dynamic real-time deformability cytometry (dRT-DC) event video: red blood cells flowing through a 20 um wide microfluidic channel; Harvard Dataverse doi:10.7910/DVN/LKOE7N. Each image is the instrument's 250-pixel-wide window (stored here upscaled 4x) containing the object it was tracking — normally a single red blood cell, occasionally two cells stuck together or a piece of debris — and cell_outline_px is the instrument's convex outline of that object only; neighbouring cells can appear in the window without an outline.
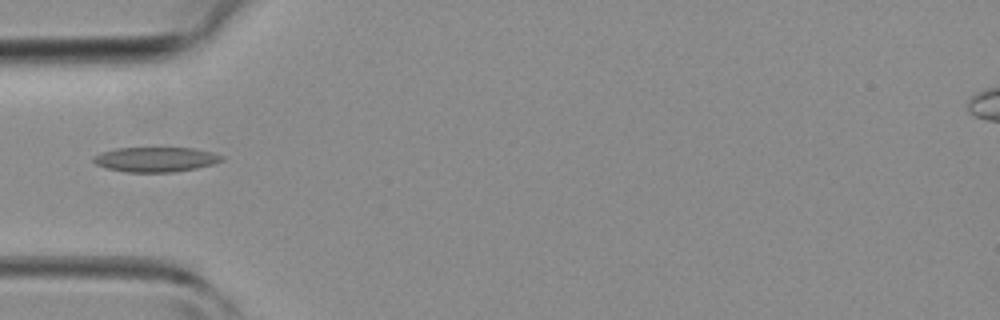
{"species": "common noctule bat (a hibernating species)", "species_latin": "Nyctalus noctula", "temperature_condition": "room temperature", "stored_images_in_passage": 5, "camera_frame_rate_fps": 3000, "um_per_image_px": 0.085, "animal": {"sex": "female", "body_mass_g": 19.3, "forearm_length_mm": 54.1}, "frame": {"image": 1, "passage_image": 1, "time_ms": 0.0, "image_size_px": [1000, 320], "cell_outline_px": [[224, 160], [212, 164], [196, 168], [172, 172], [124, 172], [104, 168], [96, 164], [92, 160], [92, 156], [100, 152], [116, 148], [192, 148], [212, 152], [224, 156]], "centroid_in_image_um": [13.18, 13.55], "position_along_channel_um": 71.8, "area_um2": 18.67}}
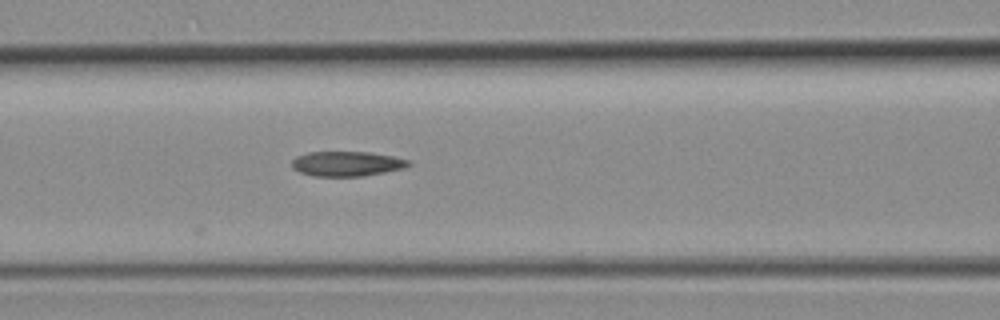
{"frame": {"image": 2, "passage_image": 5, "time_ms": 1.333, "image_size_px": [1000, 320], "cell_outline_px": [[412, 164], [404, 168], [364, 176], [312, 176], [300, 172], [292, 168], [292, 160], [296, 156], [308, 152], [368, 152], [392, 156], [412, 160]], "centroid_in_image_um": [29.49, 13.92], "position_along_channel_um": 137.1, "area_um2": 16.99}}